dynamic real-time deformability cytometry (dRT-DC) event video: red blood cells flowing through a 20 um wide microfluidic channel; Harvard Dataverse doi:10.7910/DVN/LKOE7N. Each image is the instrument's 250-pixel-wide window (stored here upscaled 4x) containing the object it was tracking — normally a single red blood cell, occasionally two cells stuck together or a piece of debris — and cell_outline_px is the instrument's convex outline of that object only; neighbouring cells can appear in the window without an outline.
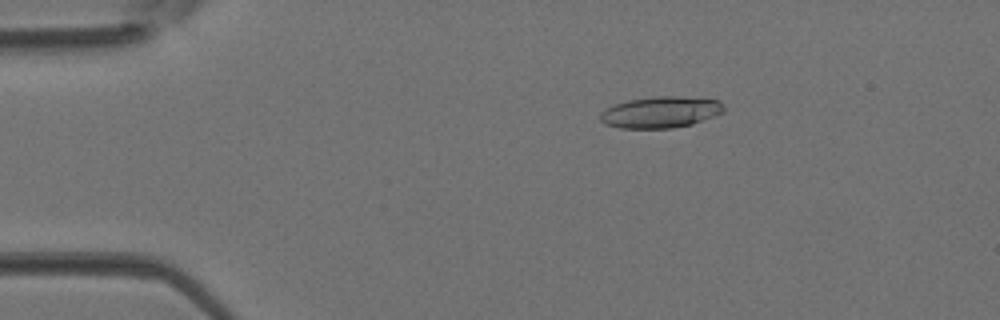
{"species": "Egyptian fruit bat (a non-hibernating species)", "species_latin": "Rousettus aegyptiacus", "temperature_condition": "room temperature", "stored_images_in_passage": 43, "camera_frame_rate_fps": 3000, "um_per_image_px": 0.085, "animal": {"sex": "female"}, "frame": {"image": 1, "passage_image": 8, "time_ms": 2.333, "image_size_px": [1000, 320], "cell_outline_px": [[724, 112], [716, 116], [692, 124], [672, 128], [620, 128], [604, 124], [600, 120], [600, 112], [604, 108], [628, 100], [652, 96], [680, 96], [720, 100], [724, 108]], "centroid_in_image_um": [56.15, 9.53], "position_along_channel_um": 28.8, "area_um2": 22.83}}
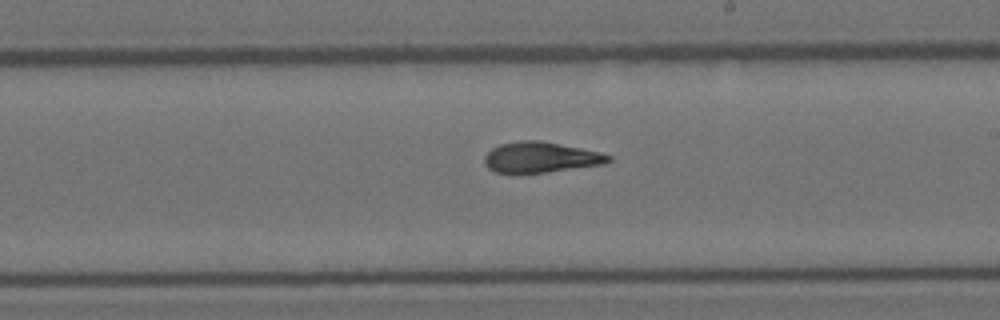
{"frame": {"image": 2, "passage_image": 25, "time_ms": 8.0, "image_size_px": [1000, 320], "cell_outline_px": [[612, 160], [604, 164], [544, 172], [496, 172], [488, 168], [484, 164], [484, 156], [492, 148], [500, 144], [524, 140], [540, 140], [600, 152], [612, 156]], "centroid_in_image_um": [45.96, 13.36], "position_along_channel_um": 243.0, "area_um2": 21.79}}
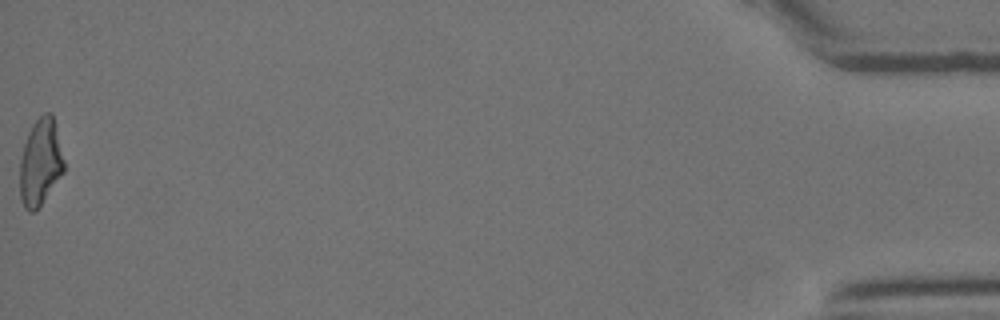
{"frame": {"image": 3, "passage_image": 43, "time_ms": 14.0, "image_size_px": [1000, 320], "cell_outline_px": [[64, 172], [40, 204], [32, 212], [28, 212], [24, 208], [20, 200], [20, 160], [24, 144], [28, 132], [32, 124], [44, 112], [52, 112], [64, 160]], "centroid_in_image_um": [3.42, 13.77], "position_along_channel_um": 431.8, "area_um2": 22.14}}